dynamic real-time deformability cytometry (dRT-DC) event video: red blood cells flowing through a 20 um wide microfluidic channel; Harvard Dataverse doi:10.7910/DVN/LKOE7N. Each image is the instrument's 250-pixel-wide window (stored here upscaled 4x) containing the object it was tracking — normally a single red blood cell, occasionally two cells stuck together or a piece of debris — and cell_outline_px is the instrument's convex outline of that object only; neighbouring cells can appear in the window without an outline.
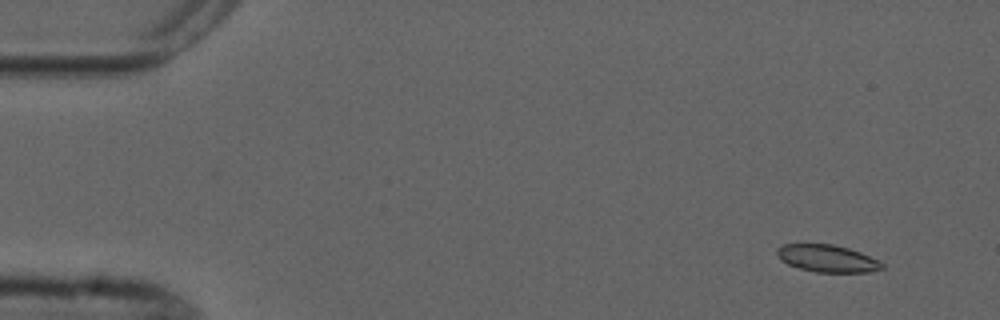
{"species": "common noctule bat (a hibernating species)", "species_latin": "Nyctalus noctula", "temperature_condition": "cold", "stored_images_in_passage": 6, "camera_frame_rate_fps": 3000, "um_per_image_px": 0.085, "animal": {"sex": "male", "forearm_length_mm": 52.5}, "frame": {"image": 1, "passage_image": 2, "time_ms": 1.333, "image_size_px": [1000, 320], "cell_outline_px": [[884, 268], [868, 272], [816, 272], [800, 268], [788, 264], [776, 252], [776, 248], [784, 244], [832, 244], [848, 248], [860, 252], [880, 260], [884, 264]], "centroid_in_image_um": [70.37, 21.96], "position_along_channel_um": 14.6, "area_um2": 16.53}}
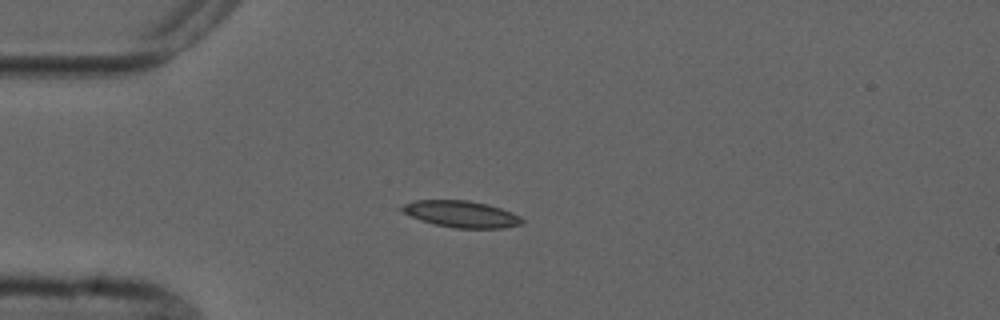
{"frame": {"image": 2, "passage_image": 5, "time_ms": 4.667, "image_size_px": [1000, 320], "cell_outline_px": [[524, 220], [520, 224], [504, 228], [456, 228], [436, 224], [420, 220], [400, 212], [396, 208], [404, 204], [416, 200], [468, 200], [488, 204], [512, 212], [520, 216]], "centroid_in_image_um": [39.16, 18.19], "position_along_channel_um": 45.8, "area_um2": 18.73}}
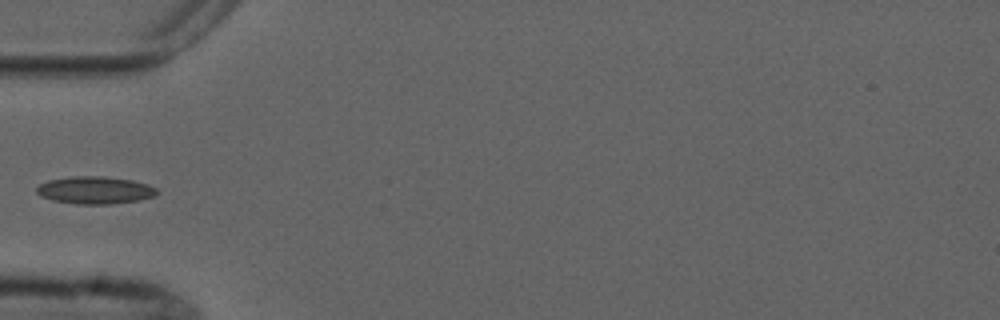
{"frame": {"image": 3, "passage_image": 6, "time_ms": 6.0, "image_size_px": [1000, 320], "cell_outline_px": [[160, 192], [152, 196], [136, 200], [112, 204], [76, 204], [52, 200], [40, 196], [36, 192], [36, 188], [40, 184], [48, 180], [72, 176], [104, 176], [132, 180], [148, 184], [156, 188]], "centroid_in_image_um": [8.05, 16.16], "position_along_channel_um": 76.9, "area_um2": 19.25}}